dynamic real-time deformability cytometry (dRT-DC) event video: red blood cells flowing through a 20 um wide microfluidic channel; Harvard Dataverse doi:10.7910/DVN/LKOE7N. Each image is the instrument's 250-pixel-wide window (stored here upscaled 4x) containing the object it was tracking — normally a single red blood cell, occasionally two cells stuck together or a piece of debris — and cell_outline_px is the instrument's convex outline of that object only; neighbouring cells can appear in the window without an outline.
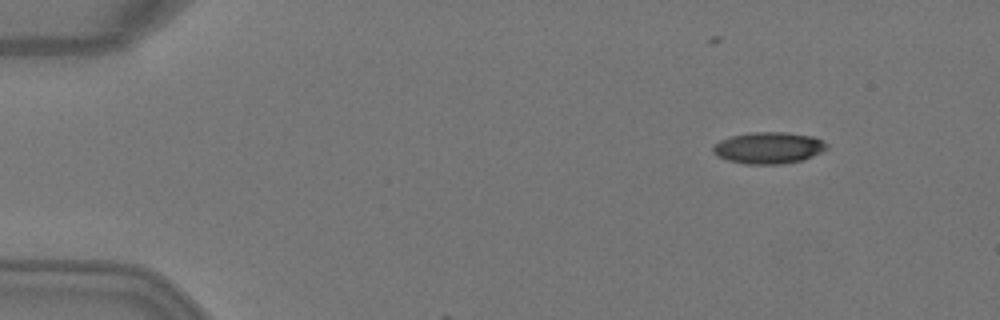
{"species": "Egyptian fruit bat (a non-hibernating species)", "species_latin": "Rousettus aegyptiacus", "temperature_condition": "warm", "stored_images_in_passage": 4, "camera_frame_rate_fps": 3000, "um_per_image_px": 0.085, "animal": {"sex": "female"}, "frame": {"image": 1, "passage_image": 1, "time_ms": 0.0, "image_size_px": [1000, 320], "cell_outline_px": [[828, 148], [804, 160], [780, 164], [744, 164], [728, 160], [712, 152], [712, 148], [720, 140], [732, 136], [752, 132], [784, 132], [812, 136], [828, 144]], "centroid_in_image_um": [65.34, 12.57], "position_along_channel_um": 19.7, "area_um2": 20.75}}
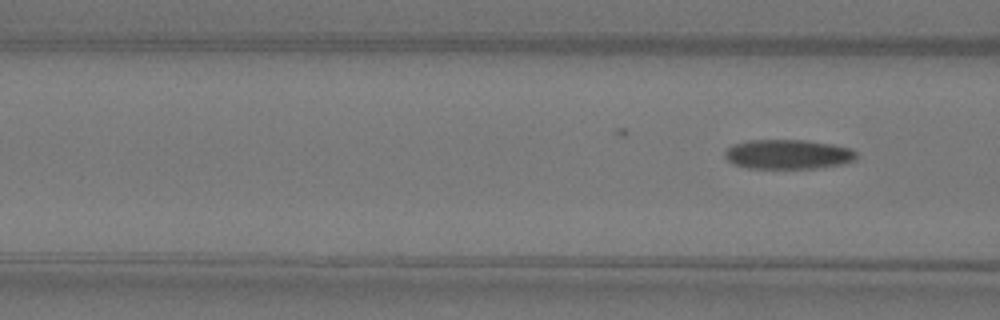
{"frame": {"image": 2, "passage_image": 4, "time_ms": 1.0, "image_size_px": [1000, 320], "cell_outline_px": [[856, 160], [844, 164], [816, 168], [748, 168], [732, 164], [724, 156], [724, 152], [728, 148], [736, 144], [748, 140], [804, 140], [832, 144], [852, 148], [856, 152]], "centroid_in_image_um": [67.0, 13.12], "position_along_channel_um": 99.6, "area_um2": 22.72}}